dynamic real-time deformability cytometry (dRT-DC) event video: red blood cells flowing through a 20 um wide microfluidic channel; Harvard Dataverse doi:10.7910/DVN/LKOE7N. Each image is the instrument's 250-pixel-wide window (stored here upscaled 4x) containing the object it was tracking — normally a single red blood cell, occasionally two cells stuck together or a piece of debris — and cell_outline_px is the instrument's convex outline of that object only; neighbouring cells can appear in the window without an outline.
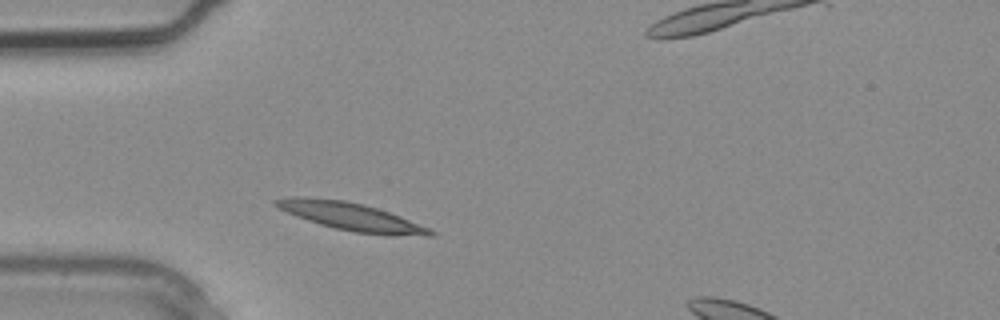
{"species": "common noctule bat (a hibernating species)", "species_latin": "Nyctalus noctula", "temperature_condition": "warm", "stored_images_in_passage": 3, "camera_frame_rate_fps": 3000, "um_per_image_px": 0.085, "animal": {"sex": "male", "body_mass_g": 20.4}, "frame": {"image": 1, "passage_image": 2, "time_ms": 0.333, "image_size_px": [1000, 320], "cell_outline_px": [[436, 232], [432, 236], [392, 236], [356, 232], [336, 228], [320, 224], [296, 216], [272, 204], [272, 200], [292, 196], [300, 196], [344, 200], [364, 204], [400, 216], [432, 228]], "centroid_in_image_um": [29.9, 18.41], "position_along_channel_um": 55.1, "area_um2": 25.09}}